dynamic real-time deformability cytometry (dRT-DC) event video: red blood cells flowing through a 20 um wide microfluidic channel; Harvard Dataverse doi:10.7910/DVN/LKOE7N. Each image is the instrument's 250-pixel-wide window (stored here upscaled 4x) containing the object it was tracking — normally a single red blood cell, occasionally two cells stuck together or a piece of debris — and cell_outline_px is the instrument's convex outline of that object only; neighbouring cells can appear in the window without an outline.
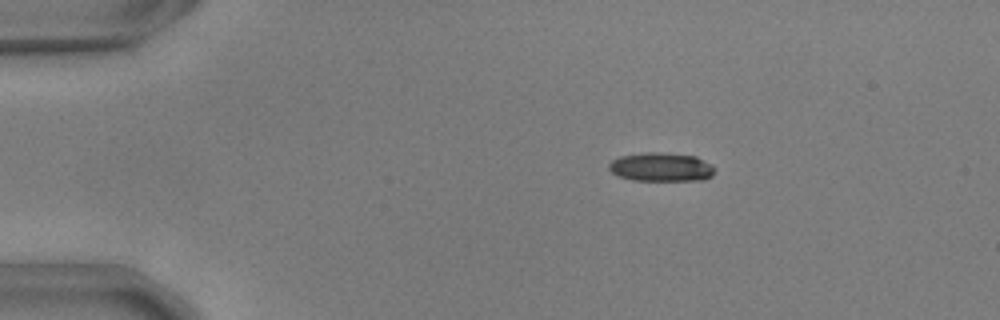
{"species": "common noctule bat (a hibernating species)", "species_latin": "Nyctalus noctula", "temperature_condition": "warm", "stored_images_in_passage": 46, "camera_frame_rate_fps": 3000, "um_per_image_px": 0.085, "animal": {"sex": "male", "body_mass_g": 17.9, "forearm_length_mm": 54.2}, "frame": {"image": 1, "passage_image": 1, "time_ms": 0.0, "image_size_px": [1000, 320], "cell_outline_px": [[716, 168], [712, 176], [704, 180], [632, 180], [620, 176], [612, 172], [608, 168], [608, 164], [612, 160], [620, 156], [644, 152], [660, 152], [696, 156], [712, 164]], "centroid_in_image_um": [56.23, 14.19], "position_along_channel_um": 28.8, "area_um2": 17.86}}
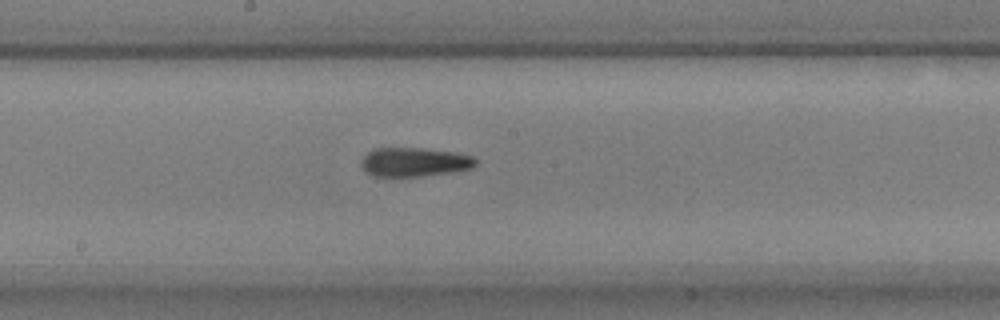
{"frame": {"image": 2, "passage_image": 21, "time_ms": 6.667, "image_size_px": [1000, 320], "cell_outline_px": [[476, 164], [472, 168], [456, 172], [424, 176], [372, 176], [364, 172], [360, 164], [360, 160], [372, 148], [420, 148], [456, 152], [472, 156], [476, 160]], "centroid_in_image_um": [35.2, 13.78], "position_along_channel_um": 213.0, "area_um2": 19.65}}
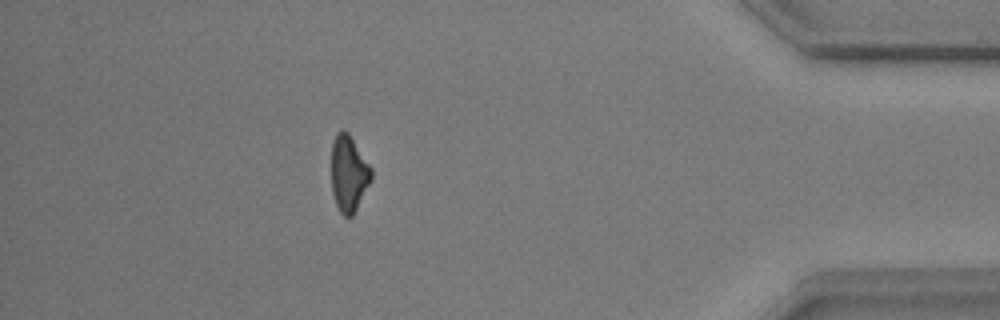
{"frame": {"image": 3, "passage_image": 40, "time_ms": 13.0, "image_size_px": [1000, 320], "cell_outline_px": [[372, 180], [352, 216], [344, 216], [340, 212], [336, 204], [332, 192], [332, 140], [336, 132], [340, 128], [344, 128], [348, 132], [372, 168]], "centroid_in_image_um": [29.64, 14.7], "position_along_channel_um": 405.6, "area_um2": 17.86}, "authors_computed_cell_mechanics": {"area_um2": 19.0162, "velocity_mm_per_s": 3.7127, "shape_relaxation_time_tau1_ms": 9.379, "shape_relaxation_time_tau2_ms": 3.3109, "deformation_change_tau1": 0.2385, "deformation_change_tau2": 0.1186}}